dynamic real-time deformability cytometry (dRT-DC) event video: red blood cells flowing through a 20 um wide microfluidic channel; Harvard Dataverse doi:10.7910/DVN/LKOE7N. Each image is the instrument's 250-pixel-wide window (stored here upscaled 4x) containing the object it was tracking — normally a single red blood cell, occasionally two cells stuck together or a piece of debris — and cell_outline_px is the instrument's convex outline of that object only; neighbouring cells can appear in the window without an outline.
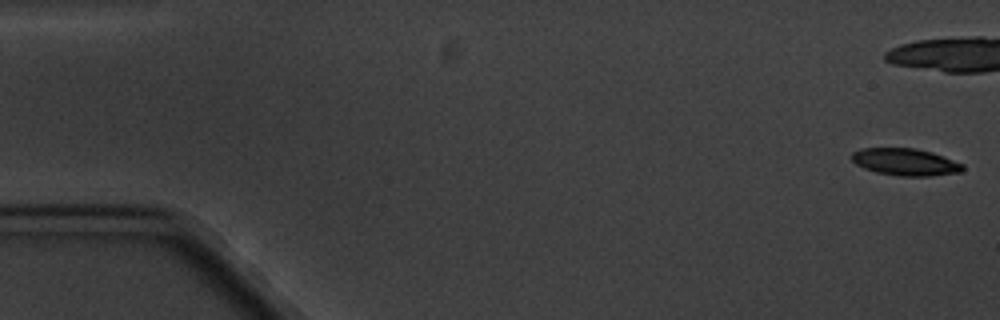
{"species": "common noctule bat (a hibernating species)", "species_latin": "Nyctalus noctula", "temperature_condition": "cold", "stored_images_in_passage": 15, "camera_frame_rate_fps": 3000, "um_per_image_px": 0.085, "animal": {"sex": "male", "body_mass_g": 20.1, "forearm_length_mm": 53.5}, "frame": {"image": 1, "passage_image": 1, "time_ms": 0.0, "image_size_px": [1000, 320], "cell_outline_px": [[964, 168], [960, 172], [932, 176], [900, 176], [876, 172], [864, 168], [856, 164], [852, 160], [852, 152], [860, 148], [916, 148], [932, 152], [944, 156], [964, 164]], "centroid_in_image_um": [76.97, 13.76], "position_along_channel_um": 8.0, "area_um2": 17.63}}